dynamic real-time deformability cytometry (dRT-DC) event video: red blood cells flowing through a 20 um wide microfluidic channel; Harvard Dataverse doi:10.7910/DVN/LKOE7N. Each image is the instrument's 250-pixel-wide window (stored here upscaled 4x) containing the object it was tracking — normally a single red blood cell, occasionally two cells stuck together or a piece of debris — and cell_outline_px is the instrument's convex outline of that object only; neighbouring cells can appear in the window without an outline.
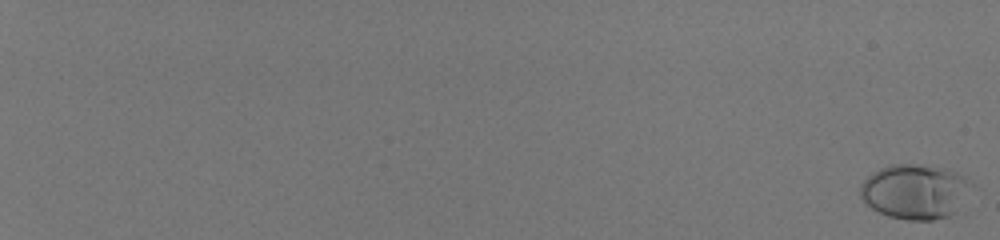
{"species": "human", "species_latin": "Homo sapiens", "temperature_condition": "room temperature", "stored_images_in_passage": 59, "camera_frame_rate_fps": 3000, "um_per_image_px": 0.085, "donor": {"sex": "male"}, "frame": {"image": 1, "passage_image": 1, "time_ms": 0.0, "image_size_px": [1000, 240], "cell_outline_px": [[964, 180], [952, 212], [948, 216], [932, 220], [908, 220], [888, 216], [872, 208], [864, 200], [860, 192], [860, 188], [864, 180], [880, 168], [892, 164], [908, 164], [944, 168], [956, 172], [964, 176]], "centroid_in_image_um": [77.58, 16.27], "position_along_channel_um": 7.4, "area_um2": 33.23}}
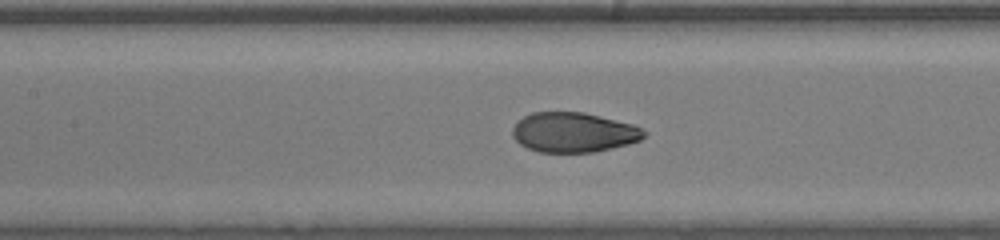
{"frame": {"image": 2, "passage_image": 35, "time_ms": 11.333, "image_size_px": [1000, 240], "cell_outline_px": [[648, 132], [640, 140], [628, 144], [596, 152], [540, 152], [528, 148], [520, 144], [512, 136], [512, 128], [524, 116], [532, 112], [584, 112], [632, 124]], "centroid_in_image_um": [48.76, 11.25], "position_along_channel_um": 158.6, "area_um2": 30.46}}
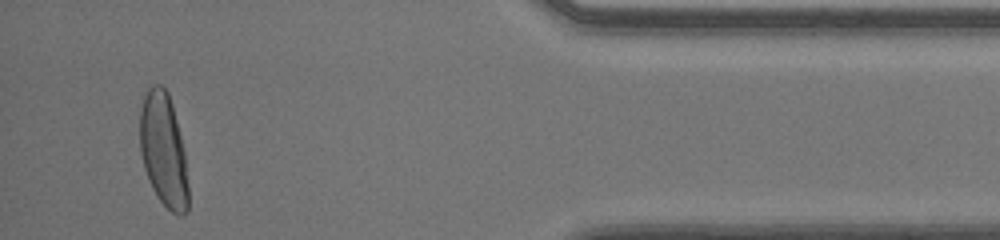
{"frame": {"image": 3, "passage_image": 57, "time_ms": 18.667, "image_size_px": [1000, 240], "cell_outline_px": [[188, 212], [184, 216], [180, 216], [172, 212], [156, 196], [152, 188], [144, 168], [140, 152], [140, 108], [144, 92], [152, 84], [160, 84], [168, 92], [172, 104], [184, 152], [188, 184]], "centroid_in_image_um": [13.88, 12.76], "position_along_channel_um": 421.3, "area_um2": 32.14}, "authors_computed_cell_mechanics": {"area_um2": 30.6918, "velocity_mm_per_s": 4.0623, "shape_relaxation_time_tau1_ms": 3.1821, "shape_relaxation_time_tau2_ms": null, "deformation_change_tau1": 0.1754, "deformation_change_tau2": null}}